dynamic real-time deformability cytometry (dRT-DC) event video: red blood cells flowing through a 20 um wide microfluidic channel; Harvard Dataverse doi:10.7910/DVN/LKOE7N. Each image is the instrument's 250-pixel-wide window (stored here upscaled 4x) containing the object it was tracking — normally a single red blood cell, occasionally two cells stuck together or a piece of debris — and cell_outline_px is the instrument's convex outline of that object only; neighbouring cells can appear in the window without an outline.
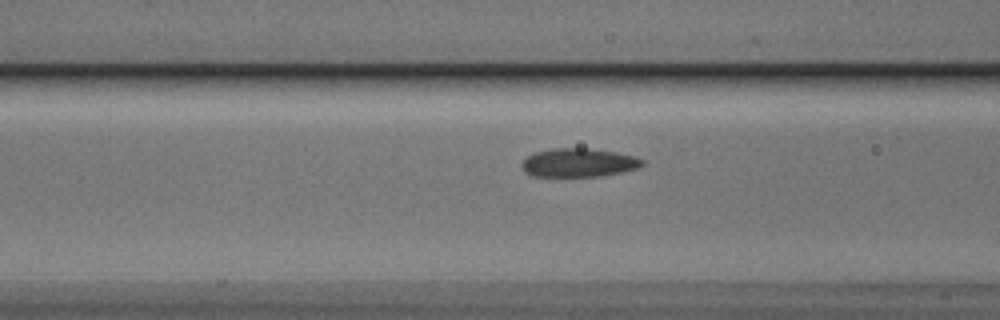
{"species": "Egyptian fruit bat (a non-hibernating species)", "species_latin": "Rousettus aegyptiacus", "temperature_condition": "cold", "stored_images_in_passage": 32, "camera_frame_rate_fps": 3000, "um_per_image_px": 0.085, "animal": {"sex": "male"}, "frame": {"image": 1, "passage_image": 4, "time_ms": 1.0, "image_size_px": [1000, 320], "cell_outline_px": [[644, 164], [640, 168], [600, 176], [532, 176], [524, 172], [520, 164], [528, 156], [536, 152], [552, 148], [588, 148], [616, 152], [636, 156], [644, 160]], "centroid_in_image_um": [49.2, 13.82], "position_along_channel_um": 117.4, "area_um2": 20.17}}
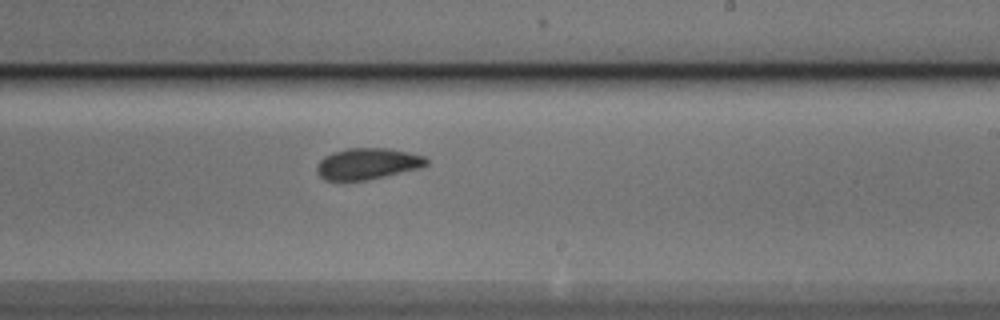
{"frame": {"image": 2, "passage_image": 15, "time_ms": 4.667, "image_size_px": [1000, 320], "cell_outline_px": [[428, 164], [420, 168], [368, 180], [324, 180], [316, 172], [316, 168], [320, 160], [324, 156], [332, 152], [348, 148], [388, 148], [408, 152], [424, 156], [428, 160]], "centroid_in_image_um": [31.23, 13.91], "position_along_channel_um": 257.8, "area_um2": 20.0}}
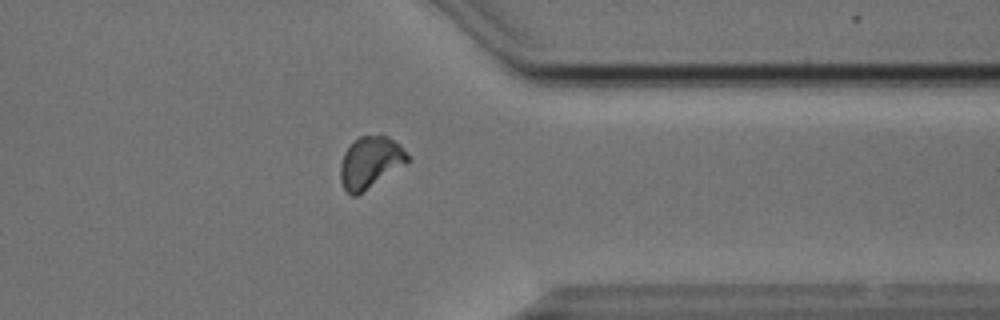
{"frame": {"image": 3, "passage_image": 25, "time_ms": 8.0, "image_size_px": [1000, 320], "cell_outline_px": [[412, 160], [408, 164], [356, 196], [352, 196], [344, 188], [340, 180], [340, 164], [344, 152], [360, 136], [388, 136], [400, 144]], "centroid_in_image_um": [31.52, 13.82], "position_along_channel_um": 379.9, "area_um2": 20.35}}